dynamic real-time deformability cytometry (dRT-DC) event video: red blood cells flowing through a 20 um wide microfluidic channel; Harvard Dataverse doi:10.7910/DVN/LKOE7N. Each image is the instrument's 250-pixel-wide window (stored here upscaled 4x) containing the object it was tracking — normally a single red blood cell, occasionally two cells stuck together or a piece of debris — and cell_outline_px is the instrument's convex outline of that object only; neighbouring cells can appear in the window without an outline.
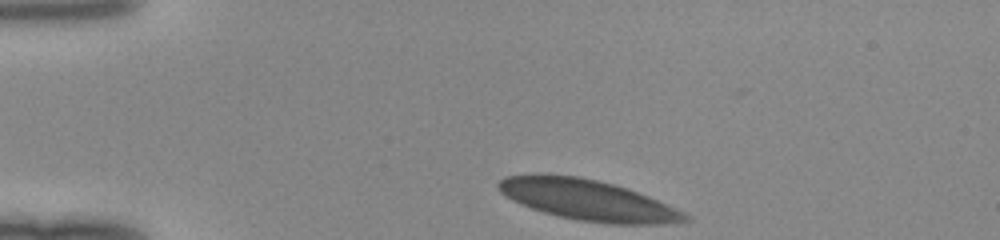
{"species": "human", "species_latin": "Homo sapiens", "temperature_condition": "room temperature", "stored_images_in_passage": 34, "camera_frame_rate_fps": 3000, "um_per_image_px": 0.085, "donor": {"sex": "female"}, "frame": {"image": 1, "passage_image": 1, "time_ms": 0.0, "image_size_px": [1000, 240], "cell_outline_px": [[692, 220], [664, 224], [608, 224], [576, 220], [544, 212], [532, 208], [512, 200], [500, 192], [496, 188], [496, 184], [504, 176], [576, 176], [596, 180], [628, 188], [648, 196], [684, 212], [692, 216]], "centroid_in_image_um": [50.02, 17.03], "position_along_channel_um": 35.0, "area_um2": 43.58}}
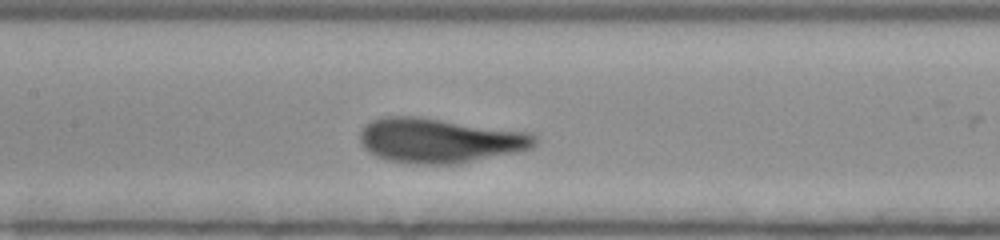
{"frame": {"image": 2, "passage_image": 15, "time_ms": 4.667, "image_size_px": [1000, 240], "cell_outline_px": [[536, 144], [532, 148], [520, 152], [460, 164], [416, 164], [384, 160], [368, 152], [360, 144], [360, 132], [364, 124], [380, 116], [420, 116], [532, 132], [536, 136]], "centroid_in_image_um": [37.38, 11.94], "position_along_channel_um": 170.0, "area_um2": 46.59}}
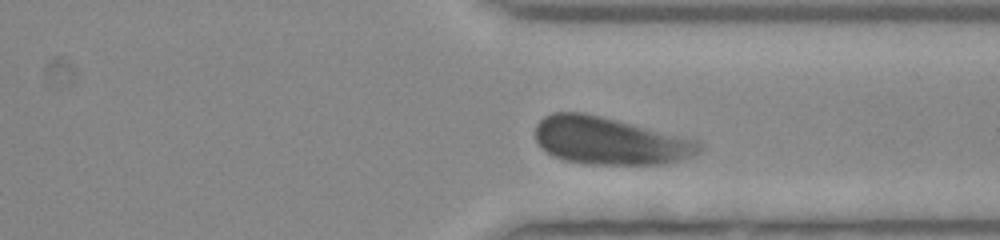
{"frame": {"image": 3, "passage_image": 29, "time_ms": 9.333, "image_size_px": [1000, 240], "cell_outline_px": [[700, 152], [692, 156], [680, 160], [664, 164], [584, 164], [564, 160], [552, 156], [540, 148], [536, 140], [536, 124], [544, 116], [552, 112], [584, 112], [688, 136], [696, 140], [700, 144]], "centroid_in_image_um": [51.82, 11.96], "position_along_channel_um": 359.6, "area_um2": 45.89}}